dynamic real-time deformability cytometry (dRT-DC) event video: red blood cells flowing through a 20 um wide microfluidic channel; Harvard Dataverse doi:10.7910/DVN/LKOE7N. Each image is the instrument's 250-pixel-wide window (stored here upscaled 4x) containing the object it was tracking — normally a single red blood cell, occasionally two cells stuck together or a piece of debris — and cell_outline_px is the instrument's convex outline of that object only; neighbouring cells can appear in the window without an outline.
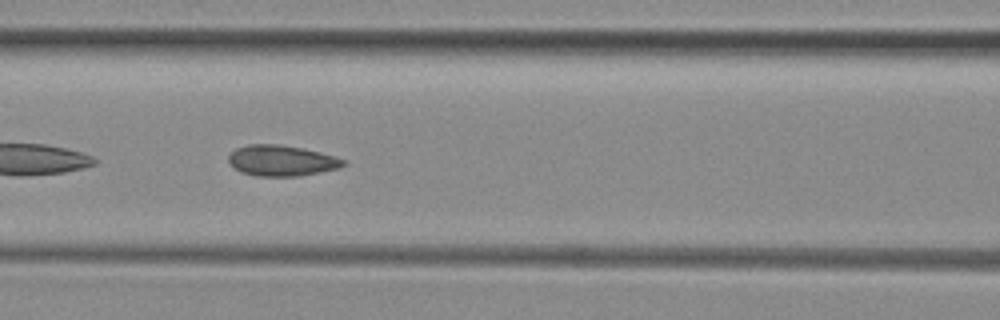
{"species": "common noctule bat (a hibernating species)", "species_latin": "Nyctalus noctula", "temperature_condition": "room temperature", "stored_images_in_passage": 31, "camera_frame_rate_fps": 3000, "um_per_image_px": 0.085, "animal": {"sex": "female", "body_mass_g": 29.2, "forearm_length_mm": 56.3}, "frame": {"image": 1, "passage_image": 12, "time_ms": 3.667, "image_size_px": [1000, 320], "cell_outline_px": [[348, 164], [340, 168], [296, 176], [256, 176], [240, 172], [228, 160], [228, 156], [236, 148], [248, 144], [276, 144], [300, 148], [320, 152], [336, 156], [348, 160]], "centroid_in_image_um": [23.98, 13.65], "position_along_channel_um": 142.6, "area_um2": 20.58}}
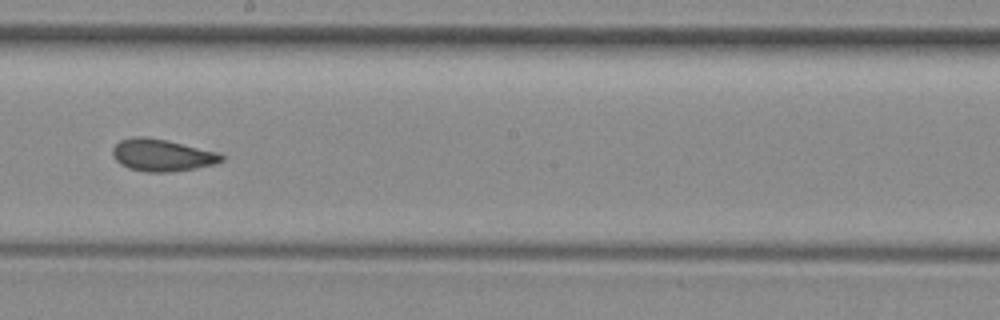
{"frame": {"image": 2, "passage_image": 19, "time_ms": 6.0, "image_size_px": [1000, 320], "cell_outline_px": [[224, 160], [216, 164], [196, 168], [168, 172], [148, 172], [128, 168], [120, 164], [112, 156], [112, 148], [120, 140], [132, 136], [144, 136], [168, 140], [220, 152], [224, 156]], "centroid_in_image_um": [13.78, 13.18], "position_along_channel_um": 234.4, "area_um2": 20.69}}
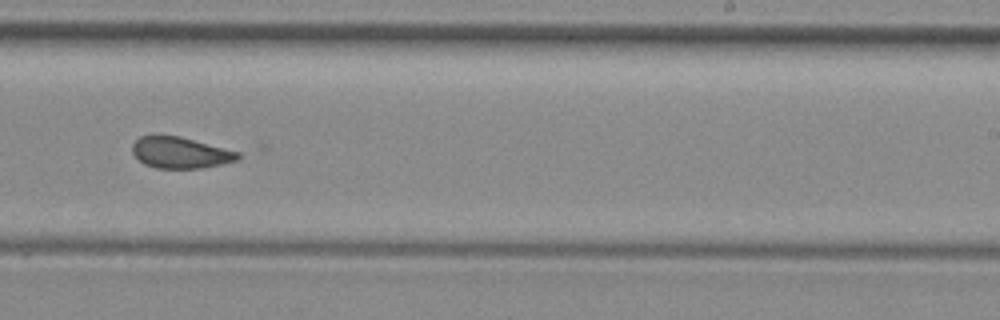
{"frame": {"image": 3, "passage_image": 22, "time_ms": 7.0, "image_size_px": [1000, 320], "cell_outline_px": [[240, 160], [200, 168], [156, 168], [144, 164], [132, 152], [132, 144], [140, 136], [152, 132], [156, 132], [180, 136], [240, 152]], "centroid_in_image_um": [15.29, 12.93], "position_along_channel_um": 273.7, "area_um2": 19.71}}